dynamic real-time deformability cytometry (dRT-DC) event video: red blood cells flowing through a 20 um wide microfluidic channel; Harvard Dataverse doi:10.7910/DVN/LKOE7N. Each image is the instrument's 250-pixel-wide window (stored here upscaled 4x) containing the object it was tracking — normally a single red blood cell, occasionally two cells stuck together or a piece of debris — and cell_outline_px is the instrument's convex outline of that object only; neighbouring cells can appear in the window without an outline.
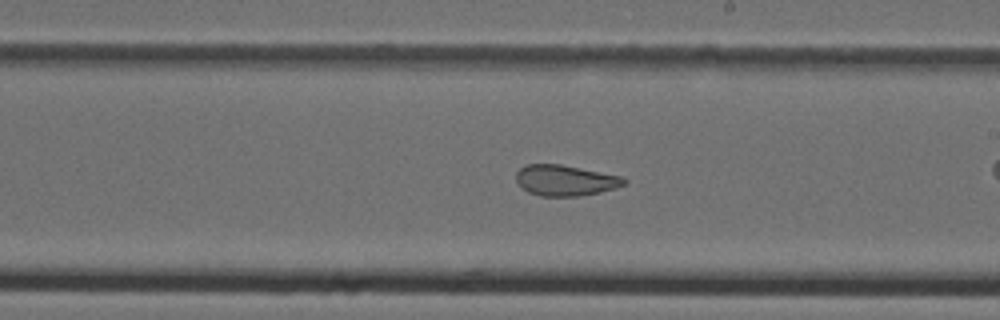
{"species": "Egyptian fruit bat (a non-hibernating species)", "species_latin": "Rousettus aegyptiacus", "temperature_condition": "cold", "stored_images_in_passage": 49, "camera_frame_rate_fps": 3000, "um_per_image_px": 0.085, "animal": {"sex": "female"}, "frame": {"image": 1, "passage_image": 28, "time_ms": 9.0, "image_size_px": [1000, 320], "cell_outline_px": [[628, 184], [616, 188], [600, 192], [580, 196], [540, 196], [528, 192], [520, 188], [516, 180], [516, 172], [524, 164], [560, 164], [620, 176], [628, 180]], "centroid_in_image_um": [48.03, 15.34], "position_along_channel_um": 241.0, "area_um2": 19.54}}
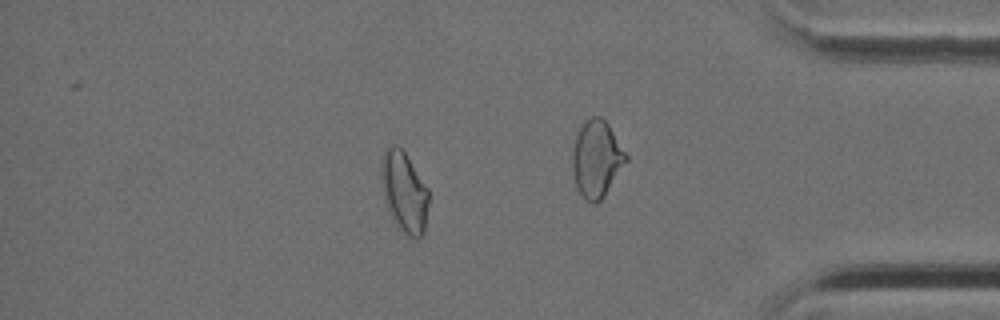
{"frame": {"image": 2, "passage_image": 42, "time_ms": 13.667, "image_size_px": [1000, 320], "cell_outline_px": [[428, 204], [424, 232], [416, 240], [408, 236], [396, 224], [392, 216], [384, 196], [380, 180], [380, 164], [384, 148], [388, 144], [396, 144], [404, 152], [428, 188]], "centroid_in_image_um": [34.33, 16.27], "position_along_channel_um": 400.9, "area_um2": 22.25}}